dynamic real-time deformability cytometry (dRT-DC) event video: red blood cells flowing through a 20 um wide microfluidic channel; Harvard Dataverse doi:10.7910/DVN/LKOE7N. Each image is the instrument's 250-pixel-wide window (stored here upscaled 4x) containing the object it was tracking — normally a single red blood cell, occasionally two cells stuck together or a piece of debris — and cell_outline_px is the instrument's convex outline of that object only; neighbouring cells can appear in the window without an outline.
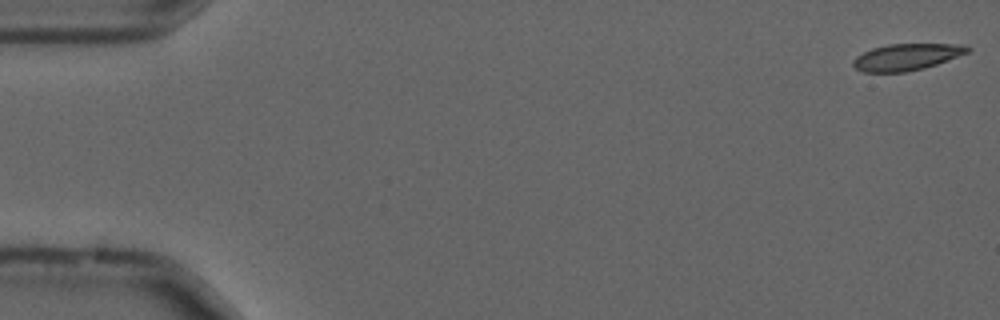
{"species": "common noctule bat (a hibernating species)", "species_latin": "Nyctalus noctula", "temperature_condition": "cold", "stored_images_in_passage": 44, "camera_frame_rate_fps": 3000, "um_per_image_px": 0.085, "animal": {"sex": "male", "forearm_length_mm": 52.5}, "frame": {"image": 1, "passage_image": 1, "time_ms": 0.0, "image_size_px": [1000, 320], "cell_outline_px": [[972, 48], [968, 52], [936, 64], [924, 68], [904, 72], [864, 72], [856, 68], [852, 64], [852, 60], [856, 56], [872, 48], [888, 44], [968, 44]], "centroid_in_image_um": [77.06, 4.83], "position_along_channel_um": 7.9, "area_um2": 17.69}}
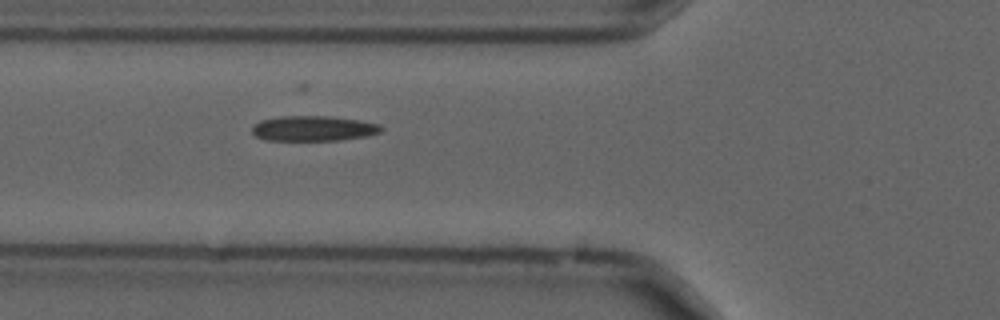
{"frame": {"image": 2, "passage_image": 20, "time_ms": 6.333, "image_size_px": [1000, 320], "cell_outline_px": [[384, 128], [380, 132], [368, 136], [340, 140], [268, 140], [256, 136], [252, 132], [252, 128], [260, 120], [280, 116], [328, 116], [360, 120], [380, 124]], "centroid_in_image_um": [26.68, 10.91], "position_along_channel_um": 99.1, "area_um2": 18.96}}
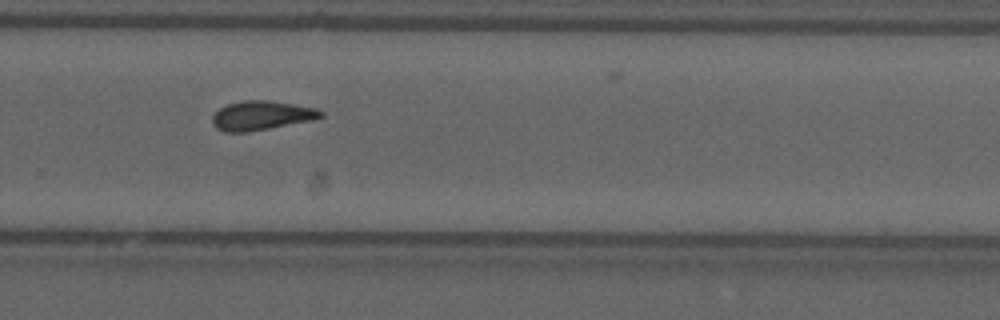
{"frame": {"image": 3, "passage_image": 37, "time_ms": 12.0, "image_size_px": [1000, 320], "cell_outline_px": [[324, 116], [312, 120], [248, 132], [224, 132], [216, 128], [212, 124], [212, 116], [220, 108], [228, 104], [244, 100], [268, 100], [316, 108], [324, 112]], "centroid_in_image_um": [22.21, 9.82], "position_along_channel_um": 307.6, "area_um2": 18.38}}